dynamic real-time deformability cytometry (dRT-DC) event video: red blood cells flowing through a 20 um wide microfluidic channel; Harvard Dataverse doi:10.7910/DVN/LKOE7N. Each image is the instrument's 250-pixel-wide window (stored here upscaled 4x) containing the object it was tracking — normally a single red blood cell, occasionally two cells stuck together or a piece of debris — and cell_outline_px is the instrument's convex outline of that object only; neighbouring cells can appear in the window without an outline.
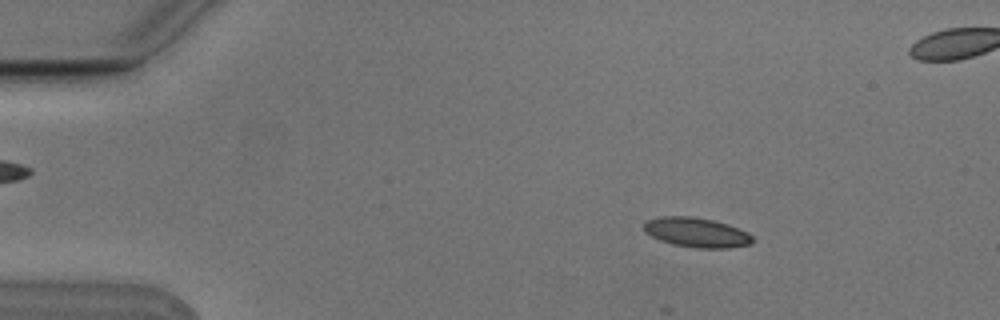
{"species": "Egyptian fruit bat (a non-hibernating species)", "species_latin": "Rousettus aegyptiacus", "temperature_condition": "cold", "stored_images_in_passage": 6, "camera_frame_rate_fps": 3000, "um_per_image_px": 0.085, "animal": {"sex": "male"}, "frame": {"image": 1, "passage_image": 3, "time_ms": 0.667, "image_size_px": [1000, 320], "cell_outline_px": [[752, 244], [732, 248], [696, 248], [672, 244], [660, 240], [644, 232], [644, 224], [648, 220], [664, 216], [692, 216], [712, 220], [728, 224], [748, 232], [752, 236]], "centroid_in_image_um": [59.23, 19.76], "position_along_channel_um": 25.8, "area_um2": 18.79}}